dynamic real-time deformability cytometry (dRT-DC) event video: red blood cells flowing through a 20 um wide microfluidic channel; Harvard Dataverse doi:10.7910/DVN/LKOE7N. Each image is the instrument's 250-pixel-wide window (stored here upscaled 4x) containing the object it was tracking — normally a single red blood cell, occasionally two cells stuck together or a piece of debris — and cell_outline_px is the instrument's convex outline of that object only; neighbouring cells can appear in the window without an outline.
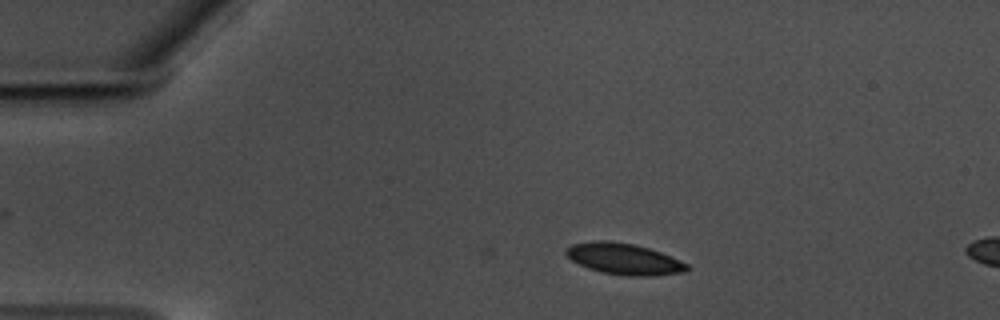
{"species": "common noctule bat (a hibernating species)", "species_latin": "Nyctalus noctula", "temperature_condition": "warm", "stored_images_in_passage": 2, "camera_frame_rate_fps": 3000, "um_per_image_px": 0.085, "animal": {"sex": "male", "body_mass_g": 17.5, "forearm_length_mm": 52.3}, "frame": {"image": 1, "passage_image": 2, "time_ms": 0.333, "image_size_px": [1000, 320], "cell_outline_px": [[692, 268], [684, 272], [648, 276], [628, 276], [604, 272], [588, 268], [572, 260], [564, 252], [572, 244], [600, 240], [608, 240], [632, 244], [648, 248], [660, 252], [680, 260], [688, 264]], "centroid_in_image_um": [53.07, 22.01], "position_along_channel_um": 31.9, "area_um2": 21.73}}